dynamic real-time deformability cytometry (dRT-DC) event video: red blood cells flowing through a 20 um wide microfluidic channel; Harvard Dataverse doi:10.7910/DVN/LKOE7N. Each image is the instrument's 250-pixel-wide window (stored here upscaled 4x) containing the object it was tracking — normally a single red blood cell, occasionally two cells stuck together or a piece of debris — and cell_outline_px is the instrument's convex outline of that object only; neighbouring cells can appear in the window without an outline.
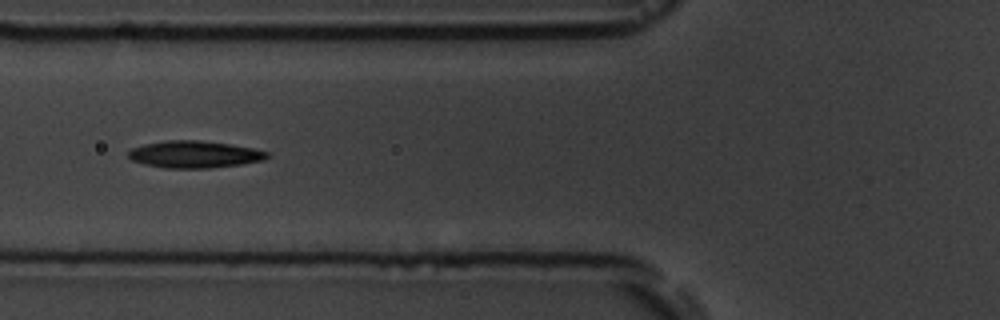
{"species": "common noctule bat (a hibernating species)", "species_latin": "Nyctalus noctula", "temperature_condition": "room temperature", "stored_images_in_passage": 14, "camera_frame_rate_fps": 3000, "um_per_image_px": 0.085, "animal": {"sex": "male", "body_mass_g": 19.5, "forearm_length_mm": 54.6}, "frame": {"image": 1, "passage_image": 5, "time_ms": 5.333, "image_size_px": [1000, 320], "cell_outline_px": [[272, 156], [264, 160], [244, 164], [208, 168], [164, 168], [144, 164], [132, 160], [128, 156], [128, 152], [132, 148], [144, 144], [164, 140], [196, 140], [228, 144], [252, 148], [268, 152]], "centroid_in_image_um": [16.54, 13.13], "position_along_channel_um": 109.3, "area_um2": 21.91}}
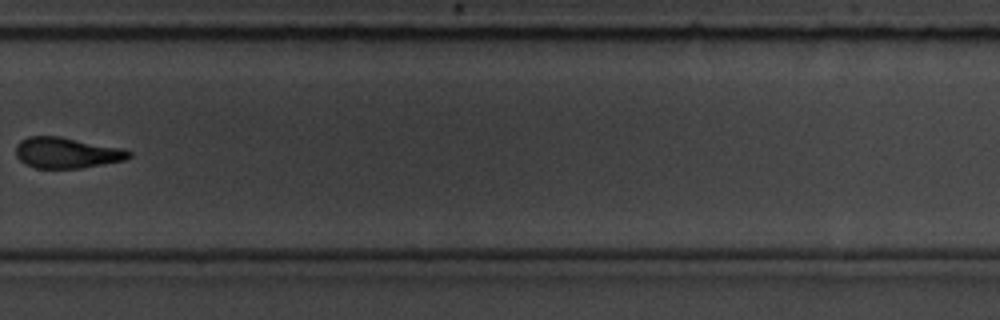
{"frame": {"image": 2, "passage_image": 10, "time_ms": 11.333, "image_size_px": [1000, 320], "cell_outline_px": [[132, 156], [124, 160], [80, 168], [36, 168], [24, 164], [16, 156], [16, 144], [20, 140], [28, 136], [60, 136], [124, 148], [132, 152]], "centroid_in_image_um": [5.66, 12.98], "position_along_channel_um": 324.1, "area_um2": 20.46}}
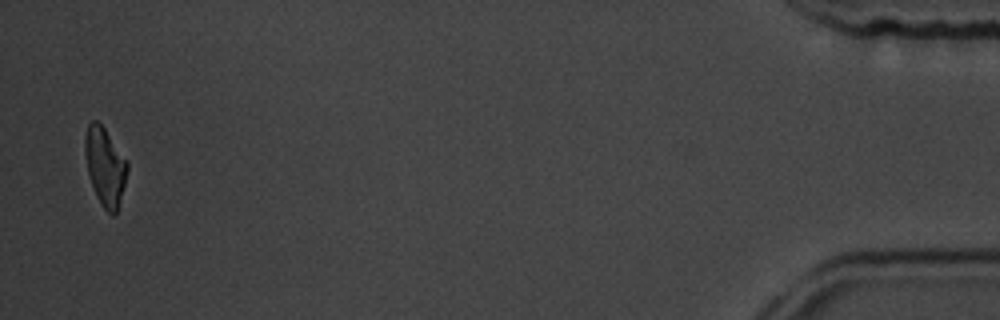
{"frame": {"image": 3, "passage_image": 14, "time_ms": 16.667, "image_size_px": [1000, 320], "cell_outline_px": [[128, 168], [124, 184], [116, 212], [112, 216], [104, 208], [96, 196], [88, 176], [84, 152], [84, 136], [88, 124], [92, 120], [96, 120], [104, 128], [128, 160]], "centroid_in_image_um": [8.91, 14.11], "position_along_channel_um": 426.3, "area_um2": 19.25}, "authors_computed_cell_mechanics": {"area_um2": 20.7502, "velocity_mm_per_s": 3.5926, "shape_relaxation_time_tau1_ms": 6.4477, "shape_relaxation_time_tau2_ms": 6.3698, "deformation_change_tau1": 0.1942, "deformation_change_tau2": 0.1529}}